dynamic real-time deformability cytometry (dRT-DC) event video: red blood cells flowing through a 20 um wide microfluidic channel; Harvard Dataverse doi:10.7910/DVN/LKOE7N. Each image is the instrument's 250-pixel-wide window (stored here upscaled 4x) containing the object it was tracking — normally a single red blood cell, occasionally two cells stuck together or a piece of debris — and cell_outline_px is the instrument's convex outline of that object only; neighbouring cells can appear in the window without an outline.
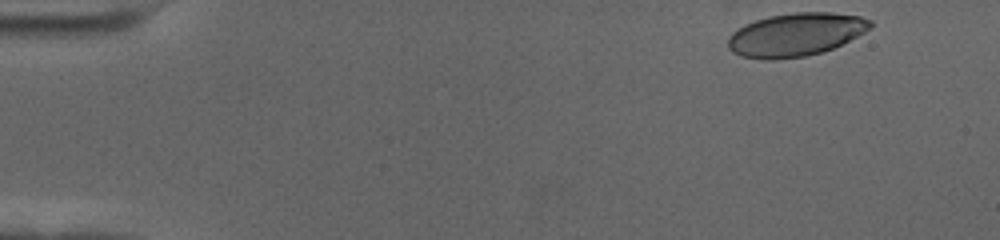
{"species": "human", "species_latin": "Homo sapiens", "temperature_condition": "cold", "stored_images_in_passage": 54, "camera_frame_rate_fps": 3000, "um_per_image_px": 0.085, "donor": {"sex": "female"}, "frame": {"image": 1, "passage_image": 1, "time_ms": 0.0, "image_size_px": [1000, 240], "cell_outline_px": [[872, 24], [864, 32], [832, 48], [820, 52], [804, 56], [776, 60], [764, 60], [740, 56], [732, 52], [728, 48], [728, 36], [732, 32], [744, 24], [768, 16], [796, 12], [832, 12], [860, 16], [872, 20]], "centroid_in_image_um": [67.58, 2.94], "position_along_channel_um": 17.4, "area_um2": 35.78}}
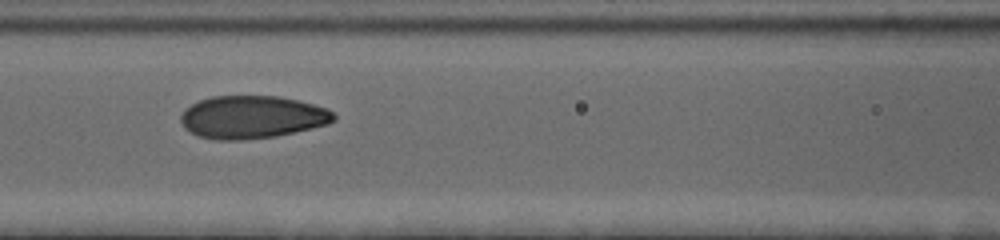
{"frame": {"image": 2, "passage_image": 22, "time_ms": 7.0, "image_size_px": [1000, 240], "cell_outline_px": [[336, 120], [328, 124], [312, 128], [276, 136], [240, 140], [216, 140], [200, 136], [184, 128], [180, 120], [180, 116], [184, 108], [200, 100], [212, 96], [276, 96], [296, 100], [328, 108], [336, 116]], "centroid_in_image_um": [21.42, 9.95], "position_along_channel_um": 145.2, "area_um2": 38.09}}
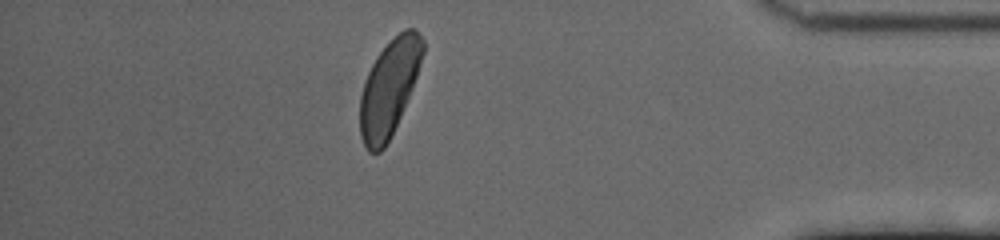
{"frame": {"image": 3, "passage_image": 47, "time_ms": 15.333, "image_size_px": [1000, 240], "cell_outline_px": [[424, 52], [412, 88], [400, 116], [384, 148], [380, 152], [368, 152], [360, 136], [360, 96], [364, 80], [376, 56], [404, 28], [416, 28], [424, 40]], "centroid_in_image_um": [33.07, 7.46], "position_along_channel_um": 402.1, "area_um2": 34.68}, "authors_computed_cell_mechanics": {"area_um2": 36.4429, "velocity_mm_per_s": 3.5011, "shape_relaxation_time_tau1_ms": 3.261, "shape_relaxation_time_tau2_ms": null, "deformation_change_tau1": 0.1291, "deformation_change_tau2": null}}